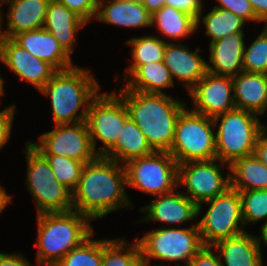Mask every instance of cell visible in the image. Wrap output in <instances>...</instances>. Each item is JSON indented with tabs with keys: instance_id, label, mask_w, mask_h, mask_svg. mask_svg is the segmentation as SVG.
Listing matches in <instances>:
<instances>
[{
	"instance_id": "6da1fadb",
	"label": "cell",
	"mask_w": 267,
	"mask_h": 266,
	"mask_svg": "<svg viewBox=\"0 0 267 266\" xmlns=\"http://www.w3.org/2000/svg\"><path fill=\"white\" fill-rule=\"evenodd\" d=\"M126 170L117 161L98 156L85 163L72 192L73 210L92 221L121 208H134L126 194Z\"/></svg>"
},
{
	"instance_id": "7a4b0ae2",
	"label": "cell",
	"mask_w": 267,
	"mask_h": 266,
	"mask_svg": "<svg viewBox=\"0 0 267 266\" xmlns=\"http://www.w3.org/2000/svg\"><path fill=\"white\" fill-rule=\"evenodd\" d=\"M129 117L146 136L154 151L169 152L174 140L176 123L186 103L167 93L155 94L120 88Z\"/></svg>"
},
{
	"instance_id": "3957f363",
	"label": "cell",
	"mask_w": 267,
	"mask_h": 266,
	"mask_svg": "<svg viewBox=\"0 0 267 266\" xmlns=\"http://www.w3.org/2000/svg\"><path fill=\"white\" fill-rule=\"evenodd\" d=\"M99 86L90 69L75 65L57 71L39 92L50 97L55 125L77 124L86 122L90 104L100 92Z\"/></svg>"
},
{
	"instance_id": "277c9868",
	"label": "cell",
	"mask_w": 267,
	"mask_h": 266,
	"mask_svg": "<svg viewBox=\"0 0 267 266\" xmlns=\"http://www.w3.org/2000/svg\"><path fill=\"white\" fill-rule=\"evenodd\" d=\"M37 266H54L94 232L91 219L77 211L37 214Z\"/></svg>"
},
{
	"instance_id": "5b68a950",
	"label": "cell",
	"mask_w": 267,
	"mask_h": 266,
	"mask_svg": "<svg viewBox=\"0 0 267 266\" xmlns=\"http://www.w3.org/2000/svg\"><path fill=\"white\" fill-rule=\"evenodd\" d=\"M213 121L215 128L218 127L216 158L229 165L236 159L252 155L256 141L264 131L257 114L236 108L214 117Z\"/></svg>"
},
{
	"instance_id": "8992f818",
	"label": "cell",
	"mask_w": 267,
	"mask_h": 266,
	"mask_svg": "<svg viewBox=\"0 0 267 266\" xmlns=\"http://www.w3.org/2000/svg\"><path fill=\"white\" fill-rule=\"evenodd\" d=\"M136 238L140 248L143 264L150 265L151 259L159 261L177 262L175 266H187L189 261L204 247L199 228L194 223L191 227L172 228L163 227L152 229L141 239Z\"/></svg>"
},
{
	"instance_id": "52a82bcc",
	"label": "cell",
	"mask_w": 267,
	"mask_h": 266,
	"mask_svg": "<svg viewBox=\"0 0 267 266\" xmlns=\"http://www.w3.org/2000/svg\"><path fill=\"white\" fill-rule=\"evenodd\" d=\"M213 118L185 107L178 116L170 155L176 163L207 161L216 158ZM214 130V131H213Z\"/></svg>"
},
{
	"instance_id": "ba28073f",
	"label": "cell",
	"mask_w": 267,
	"mask_h": 266,
	"mask_svg": "<svg viewBox=\"0 0 267 266\" xmlns=\"http://www.w3.org/2000/svg\"><path fill=\"white\" fill-rule=\"evenodd\" d=\"M27 190L36 202L37 214L73 210L72 193L55 178L45 157L26 143Z\"/></svg>"
},
{
	"instance_id": "9c48e42d",
	"label": "cell",
	"mask_w": 267,
	"mask_h": 266,
	"mask_svg": "<svg viewBox=\"0 0 267 266\" xmlns=\"http://www.w3.org/2000/svg\"><path fill=\"white\" fill-rule=\"evenodd\" d=\"M127 186L157 196L178 188V164L169 152L153 153L124 164Z\"/></svg>"
},
{
	"instance_id": "30bf717a",
	"label": "cell",
	"mask_w": 267,
	"mask_h": 266,
	"mask_svg": "<svg viewBox=\"0 0 267 266\" xmlns=\"http://www.w3.org/2000/svg\"><path fill=\"white\" fill-rule=\"evenodd\" d=\"M210 205L197 222L204 246L245 232L239 191L230 187L224 193L204 202Z\"/></svg>"
},
{
	"instance_id": "8fae6325",
	"label": "cell",
	"mask_w": 267,
	"mask_h": 266,
	"mask_svg": "<svg viewBox=\"0 0 267 266\" xmlns=\"http://www.w3.org/2000/svg\"><path fill=\"white\" fill-rule=\"evenodd\" d=\"M113 91L100 93L92 100L86 124L95 152L104 156L117 142L129 114L123 98ZM97 140L103 146L96 149Z\"/></svg>"
},
{
	"instance_id": "7c38bea8",
	"label": "cell",
	"mask_w": 267,
	"mask_h": 266,
	"mask_svg": "<svg viewBox=\"0 0 267 266\" xmlns=\"http://www.w3.org/2000/svg\"><path fill=\"white\" fill-rule=\"evenodd\" d=\"M217 158L207 161H190L178 165L177 185H184L186 195L198 205L201 213L202 202L215 198L230 188V173L223 177V169L230 165L225 162L218 164Z\"/></svg>"
},
{
	"instance_id": "4fadbf2b",
	"label": "cell",
	"mask_w": 267,
	"mask_h": 266,
	"mask_svg": "<svg viewBox=\"0 0 267 266\" xmlns=\"http://www.w3.org/2000/svg\"><path fill=\"white\" fill-rule=\"evenodd\" d=\"M29 143L42 155H59L84 163L95 160V152L86 122L55 125L40 135L38 142Z\"/></svg>"
},
{
	"instance_id": "5bb4252c",
	"label": "cell",
	"mask_w": 267,
	"mask_h": 266,
	"mask_svg": "<svg viewBox=\"0 0 267 266\" xmlns=\"http://www.w3.org/2000/svg\"><path fill=\"white\" fill-rule=\"evenodd\" d=\"M232 77L206 72L188 92L194 104L192 111L214 118L236 108Z\"/></svg>"
},
{
	"instance_id": "9a60e30c",
	"label": "cell",
	"mask_w": 267,
	"mask_h": 266,
	"mask_svg": "<svg viewBox=\"0 0 267 266\" xmlns=\"http://www.w3.org/2000/svg\"><path fill=\"white\" fill-rule=\"evenodd\" d=\"M0 61L20 80L29 82L38 91L57 72L52 65L24 50L12 38L2 37L0 39Z\"/></svg>"
},
{
	"instance_id": "2e32d148",
	"label": "cell",
	"mask_w": 267,
	"mask_h": 266,
	"mask_svg": "<svg viewBox=\"0 0 267 266\" xmlns=\"http://www.w3.org/2000/svg\"><path fill=\"white\" fill-rule=\"evenodd\" d=\"M156 198L140 212L146 215L139 221H159L169 224H181L194 220L198 216V205L191 201L184 193L171 191L154 196Z\"/></svg>"
},
{
	"instance_id": "e0dca14e",
	"label": "cell",
	"mask_w": 267,
	"mask_h": 266,
	"mask_svg": "<svg viewBox=\"0 0 267 266\" xmlns=\"http://www.w3.org/2000/svg\"><path fill=\"white\" fill-rule=\"evenodd\" d=\"M199 48L190 51L181 43L167 42L163 63L169 69L172 79H177L190 91L207 72L206 61L199 55Z\"/></svg>"
},
{
	"instance_id": "ac0fdd59",
	"label": "cell",
	"mask_w": 267,
	"mask_h": 266,
	"mask_svg": "<svg viewBox=\"0 0 267 266\" xmlns=\"http://www.w3.org/2000/svg\"><path fill=\"white\" fill-rule=\"evenodd\" d=\"M12 39L33 56L48 62L57 71L74 67L72 58L44 28L18 33Z\"/></svg>"
},
{
	"instance_id": "d6986e66",
	"label": "cell",
	"mask_w": 267,
	"mask_h": 266,
	"mask_svg": "<svg viewBox=\"0 0 267 266\" xmlns=\"http://www.w3.org/2000/svg\"><path fill=\"white\" fill-rule=\"evenodd\" d=\"M244 33H234L210 43L209 64L206 62L207 72L235 77L243 72Z\"/></svg>"
},
{
	"instance_id": "ffe728a7",
	"label": "cell",
	"mask_w": 267,
	"mask_h": 266,
	"mask_svg": "<svg viewBox=\"0 0 267 266\" xmlns=\"http://www.w3.org/2000/svg\"><path fill=\"white\" fill-rule=\"evenodd\" d=\"M98 0L95 19L121 27H150L151 14L140 0Z\"/></svg>"
},
{
	"instance_id": "44dd1931",
	"label": "cell",
	"mask_w": 267,
	"mask_h": 266,
	"mask_svg": "<svg viewBox=\"0 0 267 266\" xmlns=\"http://www.w3.org/2000/svg\"><path fill=\"white\" fill-rule=\"evenodd\" d=\"M212 248L218 252L222 266H264L256 236L247 231L219 240Z\"/></svg>"
},
{
	"instance_id": "7402d4cb",
	"label": "cell",
	"mask_w": 267,
	"mask_h": 266,
	"mask_svg": "<svg viewBox=\"0 0 267 266\" xmlns=\"http://www.w3.org/2000/svg\"><path fill=\"white\" fill-rule=\"evenodd\" d=\"M7 10V28L3 37L13 38L24 31L43 28L45 16L51 0H5Z\"/></svg>"
},
{
	"instance_id": "603a6c76",
	"label": "cell",
	"mask_w": 267,
	"mask_h": 266,
	"mask_svg": "<svg viewBox=\"0 0 267 266\" xmlns=\"http://www.w3.org/2000/svg\"><path fill=\"white\" fill-rule=\"evenodd\" d=\"M232 80L236 109L264 115L267 110V74L243 71Z\"/></svg>"
},
{
	"instance_id": "cb8c5ba5",
	"label": "cell",
	"mask_w": 267,
	"mask_h": 266,
	"mask_svg": "<svg viewBox=\"0 0 267 266\" xmlns=\"http://www.w3.org/2000/svg\"><path fill=\"white\" fill-rule=\"evenodd\" d=\"M87 23L65 5L51 0L43 28L49 31L63 50L71 57L76 41L75 34Z\"/></svg>"
},
{
	"instance_id": "d4e9b609",
	"label": "cell",
	"mask_w": 267,
	"mask_h": 266,
	"mask_svg": "<svg viewBox=\"0 0 267 266\" xmlns=\"http://www.w3.org/2000/svg\"><path fill=\"white\" fill-rule=\"evenodd\" d=\"M154 150L147 142L146 136L136 123L129 117L122 128L116 144L104 157L124 165L132 159L153 153Z\"/></svg>"
},
{
	"instance_id": "484cf974",
	"label": "cell",
	"mask_w": 267,
	"mask_h": 266,
	"mask_svg": "<svg viewBox=\"0 0 267 266\" xmlns=\"http://www.w3.org/2000/svg\"><path fill=\"white\" fill-rule=\"evenodd\" d=\"M130 77L123 85L126 90L165 94L162 89L174 86L170 71L163 61L140 65Z\"/></svg>"
},
{
	"instance_id": "4316f807",
	"label": "cell",
	"mask_w": 267,
	"mask_h": 266,
	"mask_svg": "<svg viewBox=\"0 0 267 266\" xmlns=\"http://www.w3.org/2000/svg\"><path fill=\"white\" fill-rule=\"evenodd\" d=\"M230 187L237 191L267 189V166L254 154L230 164Z\"/></svg>"
},
{
	"instance_id": "83f0119b",
	"label": "cell",
	"mask_w": 267,
	"mask_h": 266,
	"mask_svg": "<svg viewBox=\"0 0 267 266\" xmlns=\"http://www.w3.org/2000/svg\"><path fill=\"white\" fill-rule=\"evenodd\" d=\"M151 25H155L161 36L179 40L195 33L197 19L184 11L164 5L151 16Z\"/></svg>"
},
{
	"instance_id": "f1b7e54d",
	"label": "cell",
	"mask_w": 267,
	"mask_h": 266,
	"mask_svg": "<svg viewBox=\"0 0 267 266\" xmlns=\"http://www.w3.org/2000/svg\"><path fill=\"white\" fill-rule=\"evenodd\" d=\"M202 14L203 12L197 18V29L202 19L205 25V34L211 38L210 43L234 33H244L242 28L246 21L228 10L213 7L203 18Z\"/></svg>"
},
{
	"instance_id": "f546056e",
	"label": "cell",
	"mask_w": 267,
	"mask_h": 266,
	"mask_svg": "<svg viewBox=\"0 0 267 266\" xmlns=\"http://www.w3.org/2000/svg\"><path fill=\"white\" fill-rule=\"evenodd\" d=\"M132 46V64L125 69L126 80L140 65L163 61L166 43L159 36L149 34L142 37H133L125 42ZM128 74V75H127Z\"/></svg>"
},
{
	"instance_id": "4dcf8cb0",
	"label": "cell",
	"mask_w": 267,
	"mask_h": 266,
	"mask_svg": "<svg viewBox=\"0 0 267 266\" xmlns=\"http://www.w3.org/2000/svg\"><path fill=\"white\" fill-rule=\"evenodd\" d=\"M134 241L129 246L125 239H102L101 266H141L140 248L136 238Z\"/></svg>"
},
{
	"instance_id": "1f68e13d",
	"label": "cell",
	"mask_w": 267,
	"mask_h": 266,
	"mask_svg": "<svg viewBox=\"0 0 267 266\" xmlns=\"http://www.w3.org/2000/svg\"><path fill=\"white\" fill-rule=\"evenodd\" d=\"M94 233L81 245L70 250L54 266H101L102 239L94 240Z\"/></svg>"
},
{
	"instance_id": "d6a6232c",
	"label": "cell",
	"mask_w": 267,
	"mask_h": 266,
	"mask_svg": "<svg viewBox=\"0 0 267 266\" xmlns=\"http://www.w3.org/2000/svg\"><path fill=\"white\" fill-rule=\"evenodd\" d=\"M43 156L49 163L58 182L72 193L79 182L85 163L59 155Z\"/></svg>"
},
{
	"instance_id": "836d02e7",
	"label": "cell",
	"mask_w": 267,
	"mask_h": 266,
	"mask_svg": "<svg viewBox=\"0 0 267 266\" xmlns=\"http://www.w3.org/2000/svg\"><path fill=\"white\" fill-rule=\"evenodd\" d=\"M244 225L267 218V189L240 191Z\"/></svg>"
},
{
	"instance_id": "e575fe53",
	"label": "cell",
	"mask_w": 267,
	"mask_h": 266,
	"mask_svg": "<svg viewBox=\"0 0 267 266\" xmlns=\"http://www.w3.org/2000/svg\"><path fill=\"white\" fill-rule=\"evenodd\" d=\"M243 71L267 74V29L265 27L249 47L244 44Z\"/></svg>"
},
{
	"instance_id": "d590c367",
	"label": "cell",
	"mask_w": 267,
	"mask_h": 266,
	"mask_svg": "<svg viewBox=\"0 0 267 266\" xmlns=\"http://www.w3.org/2000/svg\"><path fill=\"white\" fill-rule=\"evenodd\" d=\"M65 5L84 22L89 23L96 16L98 0H54Z\"/></svg>"
},
{
	"instance_id": "8d00e7d4",
	"label": "cell",
	"mask_w": 267,
	"mask_h": 266,
	"mask_svg": "<svg viewBox=\"0 0 267 266\" xmlns=\"http://www.w3.org/2000/svg\"><path fill=\"white\" fill-rule=\"evenodd\" d=\"M219 5L215 4L214 7L228 10L236 16L241 17L246 22L254 21L261 22L255 15L249 0H217Z\"/></svg>"
},
{
	"instance_id": "74e56055",
	"label": "cell",
	"mask_w": 267,
	"mask_h": 266,
	"mask_svg": "<svg viewBox=\"0 0 267 266\" xmlns=\"http://www.w3.org/2000/svg\"><path fill=\"white\" fill-rule=\"evenodd\" d=\"M16 105H9L0 111V149L8 142L11 135Z\"/></svg>"
},
{
	"instance_id": "f35d334b",
	"label": "cell",
	"mask_w": 267,
	"mask_h": 266,
	"mask_svg": "<svg viewBox=\"0 0 267 266\" xmlns=\"http://www.w3.org/2000/svg\"><path fill=\"white\" fill-rule=\"evenodd\" d=\"M215 252L212 246H204L187 266H222L220 257Z\"/></svg>"
},
{
	"instance_id": "ab89813d",
	"label": "cell",
	"mask_w": 267,
	"mask_h": 266,
	"mask_svg": "<svg viewBox=\"0 0 267 266\" xmlns=\"http://www.w3.org/2000/svg\"><path fill=\"white\" fill-rule=\"evenodd\" d=\"M165 5L184 11L196 19L204 9L202 0H165Z\"/></svg>"
},
{
	"instance_id": "60d3db41",
	"label": "cell",
	"mask_w": 267,
	"mask_h": 266,
	"mask_svg": "<svg viewBox=\"0 0 267 266\" xmlns=\"http://www.w3.org/2000/svg\"><path fill=\"white\" fill-rule=\"evenodd\" d=\"M0 266H32L24 255L0 252Z\"/></svg>"
},
{
	"instance_id": "b9f144b4",
	"label": "cell",
	"mask_w": 267,
	"mask_h": 266,
	"mask_svg": "<svg viewBox=\"0 0 267 266\" xmlns=\"http://www.w3.org/2000/svg\"><path fill=\"white\" fill-rule=\"evenodd\" d=\"M253 154L267 166V131L259 135Z\"/></svg>"
},
{
	"instance_id": "7bdbcfd3",
	"label": "cell",
	"mask_w": 267,
	"mask_h": 266,
	"mask_svg": "<svg viewBox=\"0 0 267 266\" xmlns=\"http://www.w3.org/2000/svg\"><path fill=\"white\" fill-rule=\"evenodd\" d=\"M255 12L256 17L261 21L267 23V0H249Z\"/></svg>"
},
{
	"instance_id": "ee69618b",
	"label": "cell",
	"mask_w": 267,
	"mask_h": 266,
	"mask_svg": "<svg viewBox=\"0 0 267 266\" xmlns=\"http://www.w3.org/2000/svg\"><path fill=\"white\" fill-rule=\"evenodd\" d=\"M140 2L151 15L165 5V0H140Z\"/></svg>"
},
{
	"instance_id": "f6af8a7d",
	"label": "cell",
	"mask_w": 267,
	"mask_h": 266,
	"mask_svg": "<svg viewBox=\"0 0 267 266\" xmlns=\"http://www.w3.org/2000/svg\"><path fill=\"white\" fill-rule=\"evenodd\" d=\"M8 203H11V195L9 196L2 185H0V214L3 213V210Z\"/></svg>"
},
{
	"instance_id": "bcb514c9",
	"label": "cell",
	"mask_w": 267,
	"mask_h": 266,
	"mask_svg": "<svg viewBox=\"0 0 267 266\" xmlns=\"http://www.w3.org/2000/svg\"><path fill=\"white\" fill-rule=\"evenodd\" d=\"M261 229V234L259 237L256 236V239L259 243V246L261 247V240L264 242L263 244L267 246V220L264 222V224L260 227Z\"/></svg>"
},
{
	"instance_id": "7dc6e473",
	"label": "cell",
	"mask_w": 267,
	"mask_h": 266,
	"mask_svg": "<svg viewBox=\"0 0 267 266\" xmlns=\"http://www.w3.org/2000/svg\"><path fill=\"white\" fill-rule=\"evenodd\" d=\"M0 4H3V2H1L0 1ZM1 8V7H0ZM2 12L3 11H1V9H0V39L3 37V29H2V26L1 25H3L2 23V21H3V15H2Z\"/></svg>"
},
{
	"instance_id": "c3c4849f",
	"label": "cell",
	"mask_w": 267,
	"mask_h": 266,
	"mask_svg": "<svg viewBox=\"0 0 267 266\" xmlns=\"http://www.w3.org/2000/svg\"><path fill=\"white\" fill-rule=\"evenodd\" d=\"M4 81L2 79V77L0 76V95H3L4 94Z\"/></svg>"
},
{
	"instance_id": "681fc988",
	"label": "cell",
	"mask_w": 267,
	"mask_h": 266,
	"mask_svg": "<svg viewBox=\"0 0 267 266\" xmlns=\"http://www.w3.org/2000/svg\"><path fill=\"white\" fill-rule=\"evenodd\" d=\"M141 266H149V265L142 264ZM154 266H167V265H165V264H162V265H161V264H160V265H159V264H157V265H155V264H154Z\"/></svg>"
},
{
	"instance_id": "f907efd6",
	"label": "cell",
	"mask_w": 267,
	"mask_h": 266,
	"mask_svg": "<svg viewBox=\"0 0 267 266\" xmlns=\"http://www.w3.org/2000/svg\"><path fill=\"white\" fill-rule=\"evenodd\" d=\"M263 129H264V131H267V126L263 125Z\"/></svg>"
}]
</instances>
